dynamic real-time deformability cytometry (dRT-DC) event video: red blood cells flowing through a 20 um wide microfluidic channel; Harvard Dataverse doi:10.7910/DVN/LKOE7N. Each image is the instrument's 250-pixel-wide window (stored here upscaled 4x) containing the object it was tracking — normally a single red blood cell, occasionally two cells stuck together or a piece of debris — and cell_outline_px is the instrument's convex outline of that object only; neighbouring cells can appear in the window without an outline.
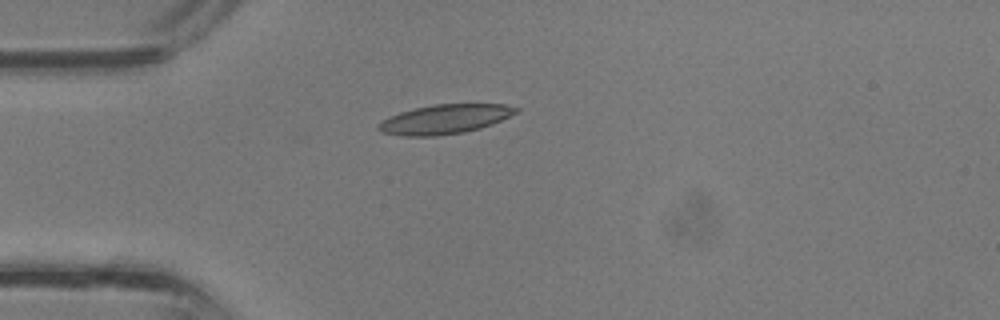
{"species": "common noctule bat (a hibernating species)", "species_latin": "Nyctalus noctula", "temperature_condition": "room temperature", "stored_images_in_passage": 5, "camera_frame_rate_fps": 3000, "um_per_image_px": 0.085, "animal": {"sex": "male", "body_mass_g": 13.3}, "frame": {"image": 1, "passage_image": 1, "time_ms": 0.0, "image_size_px": [1000, 320], "cell_outline_px": [[520, 112], [492, 124], [480, 128], [464, 132], [436, 136], [400, 136], [380, 132], [376, 128], [376, 124], [380, 120], [400, 112], [432, 104], [504, 104], [520, 108]], "centroid_in_image_um": [37.79, 10.13], "position_along_channel_um": 47.2, "area_um2": 23.81}}
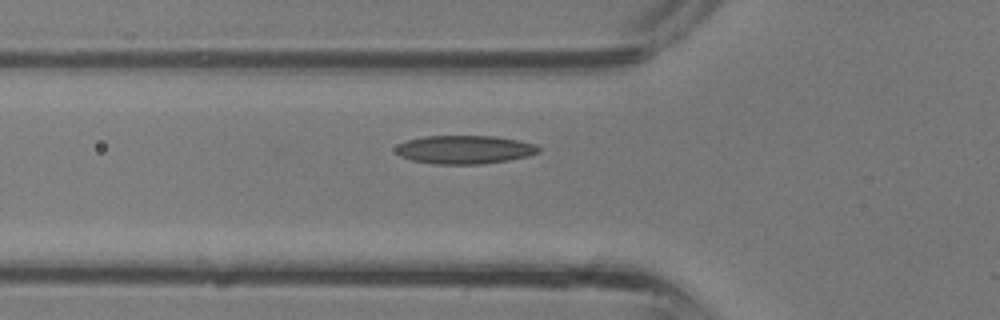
{"frame": {"image": 2, "passage_image": 4, "time_ms": 1.0, "image_size_px": [1000, 320], "cell_outline_px": [[540, 152], [528, 156], [508, 160], [480, 164], [436, 164], [412, 160], [400, 156], [396, 152], [396, 148], [400, 144], [408, 140], [424, 136], [496, 136], [520, 140], [536, 144], [540, 148]], "centroid_in_image_um": [39.54, 12.71], "position_along_channel_um": 86.3, "area_um2": 23.64}}